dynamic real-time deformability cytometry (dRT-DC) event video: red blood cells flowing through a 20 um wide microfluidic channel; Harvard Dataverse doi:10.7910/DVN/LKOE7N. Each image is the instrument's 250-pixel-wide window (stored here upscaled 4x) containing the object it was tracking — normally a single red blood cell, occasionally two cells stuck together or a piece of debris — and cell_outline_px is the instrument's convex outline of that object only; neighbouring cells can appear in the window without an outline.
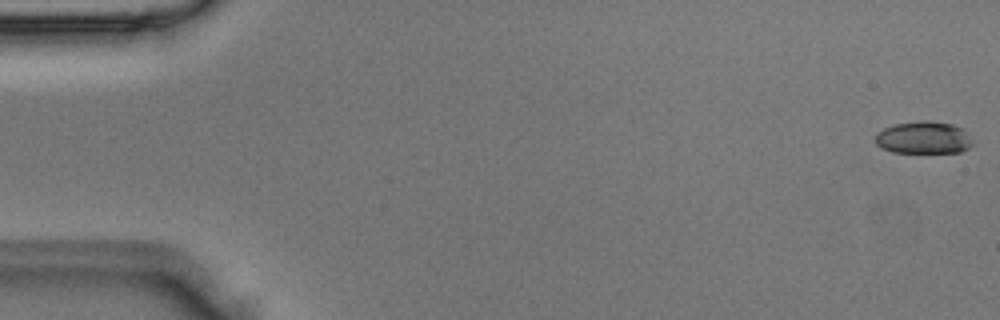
{"species": "Egyptian fruit bat (a non-hibernating species)", "species_latin": "Rousettus aegyptiacus", "temperature_condition": "room temperature", "stored_images_in_passage": 5, "camera_frame_rate_fps": 3000, "um_per_image_px": 0.085, "animal": {"sex": "male"}, "frame": {"image": 1, "passage_image": 1, "time_ms": 0.0, "image_size_px": [1000, 320], "cell_outline_px": [[976, 144], [960, 152], [892, 152], [876, 144], [876, 136], [884, 128], [896, 124], [920, 120], [928, 120], [952, 124], [960, 128]], "centroid_in_image_um": [78.53, 11.7], "position_along_channel_um": 6.5, "area_um2": 18.09}}